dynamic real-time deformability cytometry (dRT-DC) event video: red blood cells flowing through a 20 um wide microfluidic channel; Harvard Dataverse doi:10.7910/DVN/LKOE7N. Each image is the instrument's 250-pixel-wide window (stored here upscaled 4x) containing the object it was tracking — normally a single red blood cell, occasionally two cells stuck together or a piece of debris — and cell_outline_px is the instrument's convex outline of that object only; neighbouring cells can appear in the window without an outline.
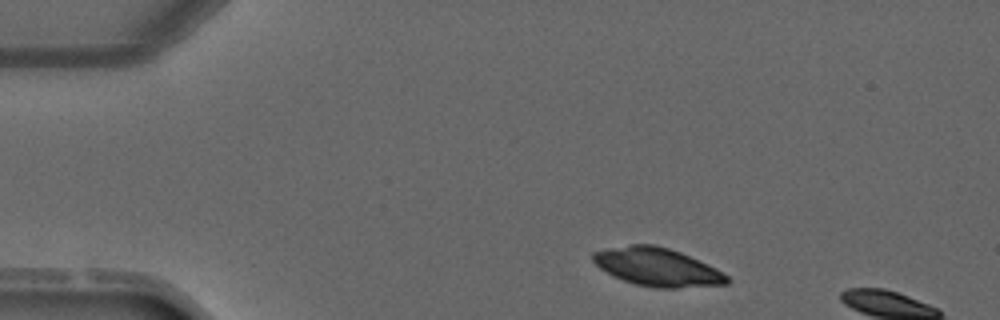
{"species": "common noctule bat (a hibernating species)", "species_latin": "Nyctalus noctula", "temperature_condition": "warm", "stored_images_in_passage": 2, "camera_frame_rate_fps": 3000, "um_per_image_px": 0.085, "animal": {"sex": "male", "forearm_length_mm": 52.5}, "frame": {"image": 1, "passage_image": 1, "time_ms": 0.0, "image_size_px": [1000, 320], "cell_outline_px": [[732, 280], [728, 284], [676, 288], [656, 288], [636, 284], [624, 280], [600, 268], [592, 260], [592, 252], [632, 244], [652, 244], [668, 248], [680, 252], [716, 268], [728, 276]], "centroid_in_image_um": [55.91, 22.7], "position_along_channel_um": 29.1, "area_um2": 29.48}}